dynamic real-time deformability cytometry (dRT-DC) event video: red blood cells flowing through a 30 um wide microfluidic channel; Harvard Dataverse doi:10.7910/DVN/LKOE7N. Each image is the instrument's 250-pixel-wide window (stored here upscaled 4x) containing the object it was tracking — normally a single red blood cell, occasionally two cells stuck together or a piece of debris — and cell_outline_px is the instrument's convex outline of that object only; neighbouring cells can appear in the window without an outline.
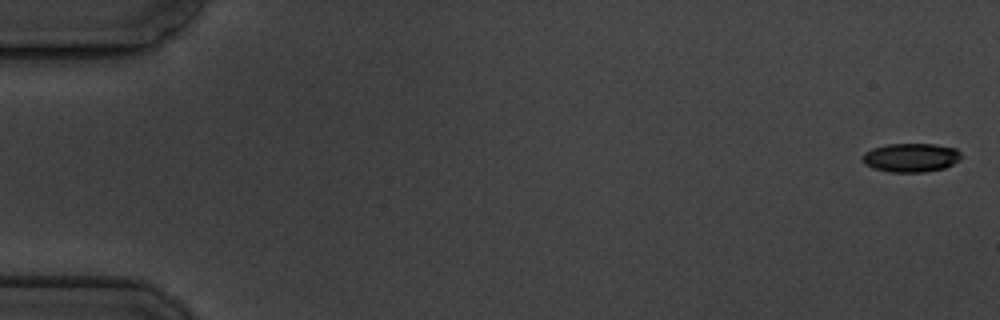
{"species": "common noctule bat (a hibernating species)", "species_latin": "Nyctalus noctula", "temperature_condition": "cold", "stored_images_in_passage": 8, "camera_frame_rate_fps": 3000, "um_per_image_px": 0.085, "animal": {"sex": "male", "body_mass_g": 19.5, "forearm_length_mm": 54.6}, "frame": {"image": 1, "passage_image": 1, "time_ms": 0.0, "image_size_px": [1000, 320], "cell_outline_px": [[964, 156], [960, 160], [944, 168], [924, 172], [892, 172], [872, 168], [864, 164], [860, 160], [860, 156], [864, 152], [872, 148], [888, 144], [936, 144], [956, 148]], "centroid_in_image_um": [77.41, 13.39], "position_along_channel_um": 7.6, "area_um2": 16.88}}
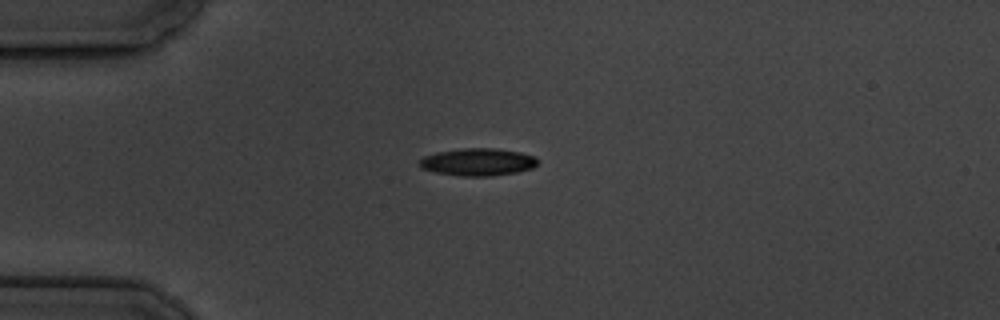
{"frame": {"image": 2, "passage_image": 5, "time_ms": 4.667, "image_size_px": [1000, 320], "cell_outline_px": [[540, 160], [532, 168], [516, 172], [492, 176], [460, 176], [436, 172], [420, 168], [416, 164], [424, 156], [436, 152], [464, 148], [496, 148], [520, 152], [536, 156]], "centroid_in_image_um": [40.61, 13.76], "position_along_channel_um": 44.4, "area_um2": 19.07}}